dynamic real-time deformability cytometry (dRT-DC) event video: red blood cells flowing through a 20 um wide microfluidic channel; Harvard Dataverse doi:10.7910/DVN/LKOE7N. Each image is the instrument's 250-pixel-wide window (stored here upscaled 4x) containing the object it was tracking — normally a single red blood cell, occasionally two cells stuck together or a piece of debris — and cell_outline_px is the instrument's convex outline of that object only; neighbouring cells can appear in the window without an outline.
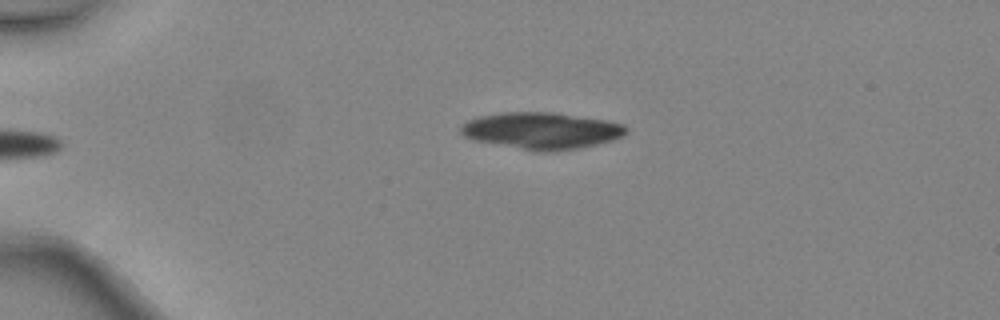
{"species": "common noctule bat (a hibernating species)", "species_latin": "Nyctalus noctula", "temperature_condition": "warm", "stored_images_in_passage": 5, "camera_frame_rate_fps": 3000, "um_per_image_px": 0.085, "animal": {"sex": "female", "body_mass_g": 24.6, "forearm_length_mm": 56.2}, "frame": {"image": 1, "passage_image": 5, "time_ms": 1.333, "image_size_px": [1000, 320], "cell_outline_px": [[628, 132], [612, 140], [596, 144], [576, 148], [548, 152], [540, 152], [472, 140], [464, 136], [460, 132], [460, 124], [468, 120], [480, 116], [504, 112], [552, 112], [608, 120], [624, 124], [628, 128]], "centroid_in_image_um": [46.01, 11.1], "position_along_channel_um": 39.0, "area_um2": 35.37}}